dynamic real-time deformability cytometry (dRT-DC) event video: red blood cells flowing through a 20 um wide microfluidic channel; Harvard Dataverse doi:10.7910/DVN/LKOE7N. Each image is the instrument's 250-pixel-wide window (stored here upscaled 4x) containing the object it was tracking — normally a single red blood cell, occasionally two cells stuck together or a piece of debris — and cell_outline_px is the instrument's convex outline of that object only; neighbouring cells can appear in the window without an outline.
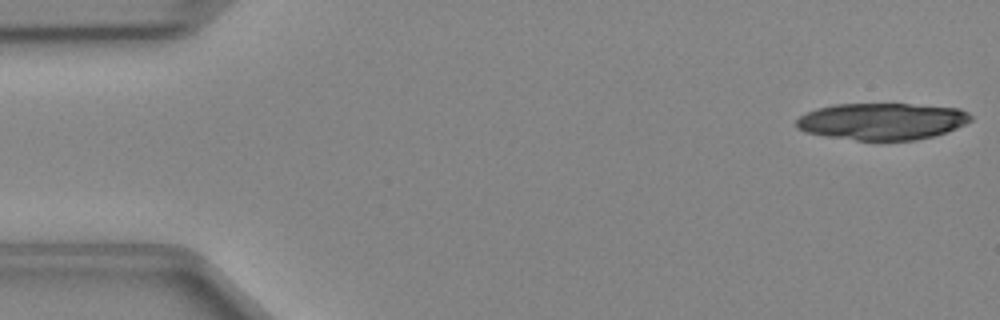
{"species": "Egyptian fruit bat (a non-hibernating species)", "species_latin": "Rousettus aegyptiacus", "temperature_condition": "cold", "stored_images_in_passage": 18, "camera_frame_rate_fps": 3000, "um_per_image_px": 0.085, "animal": {"sex": "female"}, "frame": {"image": 1, "passage_image": 1, "time_ms": 0.0, "image_size_px": [1000, 320], "cell_outline_px": [[972, 120], [956, 128], [932, 136], [916, 140], [856, 140], [824, 136], [804, 132], [796, 128], [796, 120], [800, 116], [816, 108], [832, 104], [908, 104], [960, 108], [968, 112], [972, 116]], "centroid_in_image_um": [74.94, 10.31], "position_along_channel_um": 10.1, "area_um2": 37.45}}